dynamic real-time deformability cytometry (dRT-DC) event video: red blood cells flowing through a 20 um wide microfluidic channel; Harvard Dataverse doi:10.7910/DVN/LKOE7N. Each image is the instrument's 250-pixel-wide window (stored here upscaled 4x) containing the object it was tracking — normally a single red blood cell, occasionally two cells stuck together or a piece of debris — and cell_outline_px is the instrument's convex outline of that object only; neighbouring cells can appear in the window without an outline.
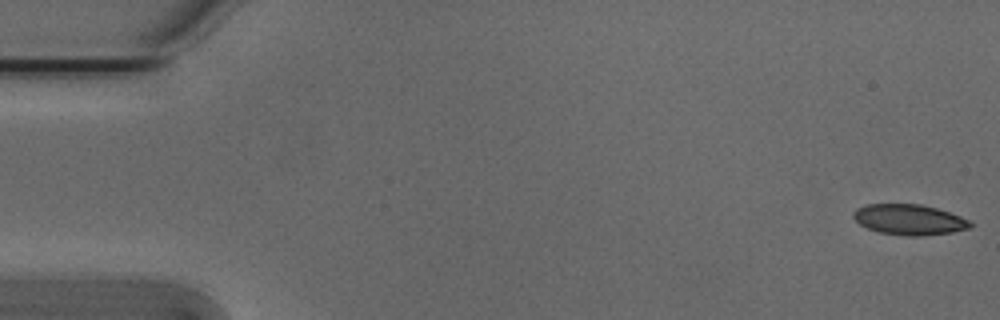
{"species": "Egyptian fruit bat (a non-hibernating species)", "species_latin": "Rousettus aegyptiacus", "temperature_condition": "cold", "stored_images_in_passage": 54, "camera_frame_rate_fps": 3000, "um_per_image_px": 0.085, "animal": {"sex": "male"}, "frame": {"image": 1, "passage_image": 1, "time_ms": 0.0, "image_size_px": [1000, 320], "cell_outline_px": [[972, 228], [952, 232], [920, 236], [904, 236], [880, 232], [868, 228], [860, 224], [852, 216], [852, 212], [856, 208], [868, 204], [920, 204], [936, 208], [960, 216], [968, 220], [972, 224]], "centroid_in_image_um": [77.28, 18.67], "position_along_channel_um": 7.7, "area_um2": 20.75}}
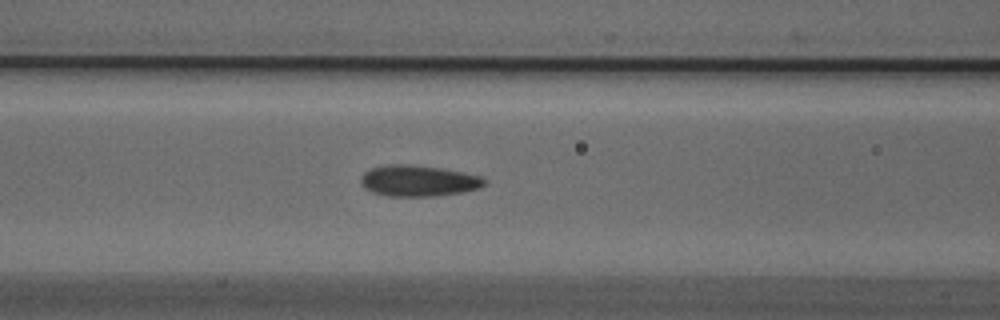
{"frame": {"image": 2, "passage_image": 22, "time_ms": 7.0, "image_size_px": [1000, 320], "cell_outline_px": [[488, 180], [480, 188], [464, 192], [436, 196], [388, 196], [372, 192], [364, 188], [360, 184], [360, 176], [364, 172], [372, 168], [388, 164], [408, 164], [440, 168], [480, 176]], "centroid_in_image_um": [35.53, 15.37], "position_along_channel_um": 131.1, "area_um2": 22.48}}
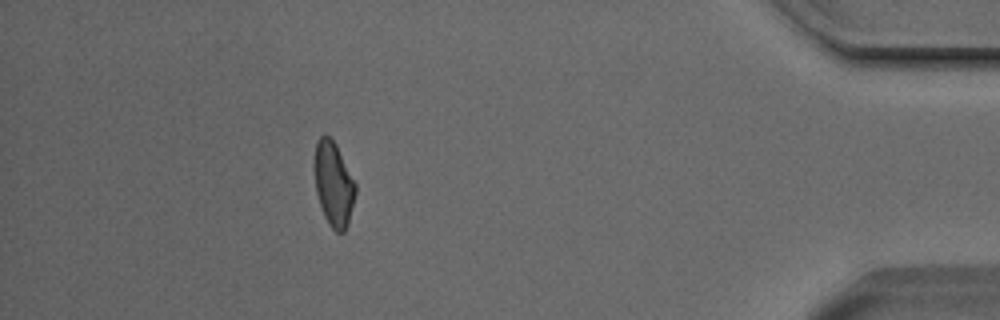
{"frame": {"image": 3, "passage_image": 48, "time_ms": 15.667, "image_size_px": [1000, 320], "cell_outline_px": [[356, 192], [348, 224], [344, 232], [336, 232], [328, 224], [324, 216], [316, 192], [312, 168], [312, 164], [316, 144], [320, 136], [324, 132], [336, 144], [356, 184]], "centroid_in_image_um": [28.32, 15.62], "position_along_channel_um": 406.9, "area_um2": 20.52}, "authors_computed_cell_mechanics": {"area_um2": 21.2993, "velocity_mm_per_s": 3.8065, "shape_relaxation_time_tau1_ms": 6.6112, "shape_relaxation_time_tau2_ms": 1.9831, "deformation_change_tau1": 0.1413, "deformation_change_tau2": 0.08}}